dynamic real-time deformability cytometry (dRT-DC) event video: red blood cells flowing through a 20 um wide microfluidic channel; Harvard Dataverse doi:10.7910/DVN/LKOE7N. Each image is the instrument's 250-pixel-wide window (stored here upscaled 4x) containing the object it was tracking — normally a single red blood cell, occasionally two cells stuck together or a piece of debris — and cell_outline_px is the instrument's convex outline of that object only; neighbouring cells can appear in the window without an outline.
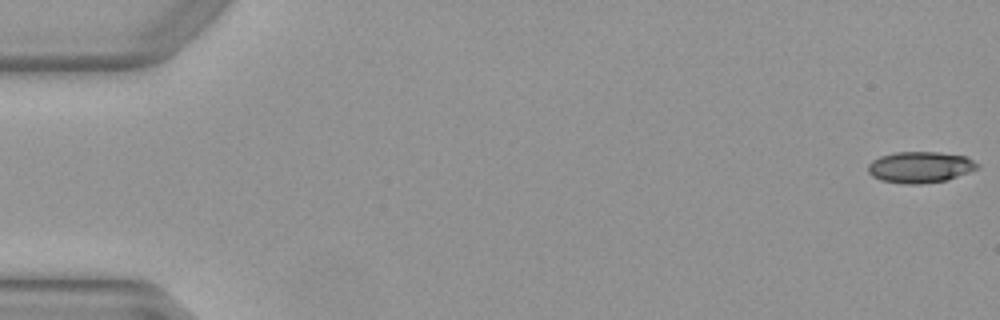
{"species": "Egyptian fruit bat (a non-hibernating species)", "species_latin": "Rousettus aegyptiacus", "temperature_condition": "warm", "stored_images_in_passage": 11, "camera_frame_rate_fps": 3000, "um_per_image_px": 0.085, "animal": {"sex": "female"}, "frame": {"image": 1, "passage_image": 1, "time_ms": 0.0, "image_size_px": [1000, 320], "cell_outline_px": [[980, 168], [948, 180], [920, 184], [904, 184], [880, 180], [872, 176], [868, 172], [868, 164], [872, 160], [880, 156], [896, 152], [940, 152], [964, 156], [980, 164]], "centroid_in_image_um": [78.22, 14.21], "position_along_channel_um": 6.8, "area_um2": 20.06}}